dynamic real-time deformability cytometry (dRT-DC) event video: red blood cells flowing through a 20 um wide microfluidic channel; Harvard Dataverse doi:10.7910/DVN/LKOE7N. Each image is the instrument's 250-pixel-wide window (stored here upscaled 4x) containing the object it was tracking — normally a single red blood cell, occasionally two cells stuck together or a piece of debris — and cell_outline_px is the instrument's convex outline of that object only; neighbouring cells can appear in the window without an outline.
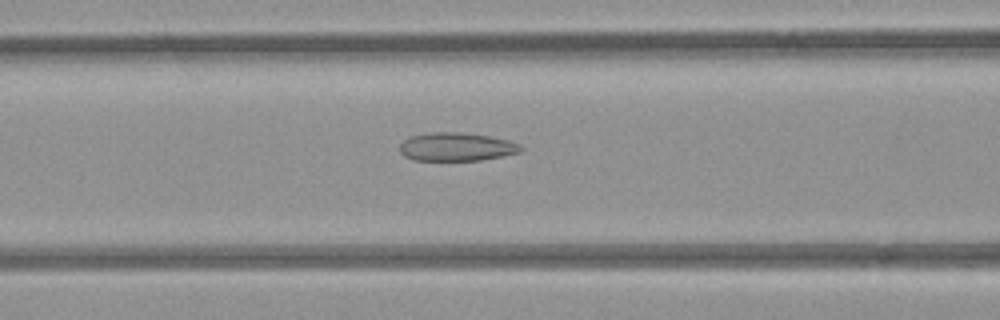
{"species": "common noctule bat (a hibernating species)", "species_latin": "Nyctalus noctula", "temperature_condition": "room temperature", "stored_images_in_passage": 38, "camera_frame_rate_fps": 3000, "um_per_image_px": 0.085, "animal": {"sex": "female", "body_mass_g": 21.9}, "frame": {"image": 1, "passage_image": 14, "time_ms": 4.333, "image_size_px": [1000, 320], "cell_outline_px": [[524, 148], [520, 152], [480, 160], [412, 160], [404, 156], [400, 152], [400, 144], [404, 140], [412, 136], [432, 132], [460, 132], [488, 136], [508, 140], [520, 144]], "centroid_in_image_um": [38.79, 12.48], "position_along_channel_um": 127.8, "area_um2": 19.88}}
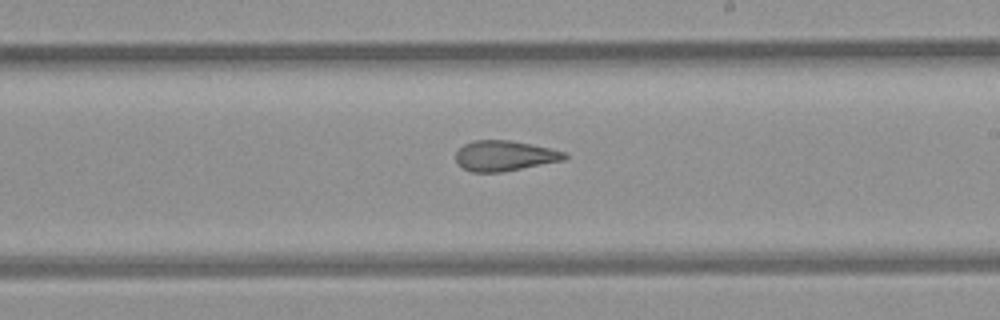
{"frame": {"image": 2, "passage_image": 23, "time_ms": 7.333, "image_size_px": [1000, 320], "cell_outline_px": [[568, 156], [564, 160], [500, 172], [472, 172], [464, 168], [456, 160], [456, 152], [464, 144], [472, 140], [508, 140], [532, 144], [552, 148], [568, 152]], "centroid_in_image_um": [42.92, 13.22], "position_along_channel_um": 246.1, "area_um2": 19.19}}
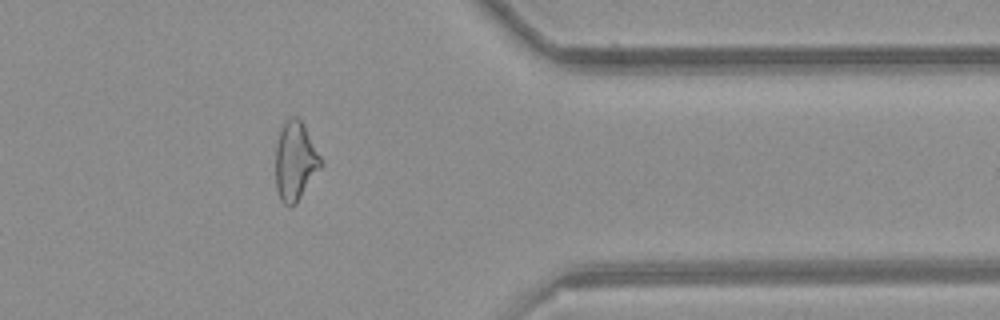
{"frame": {"image": 3, "passage_image": 35, "time_ms": 11.333, "image_size_px": [1000, 320], "cell_outline_px": [[324, 164], [296, 204], [284, 204], [280, 200], [276, 188], [276, 144], [280, 128], [284, 120], [288, 116], [296, 116], [304, 124], [324, 160]], "centroid_in_image_um": [25.12, 13.65], "position_along_channel_um": 386.3, "area_um2": 21.27}, "authors_computed_cell_mechanics": {"area_um2": 20.3745, "velocity_mm_per_s": 3.9354, "shape_relaxation_time_tau1_ms": null, "shape_relaxation_time_tau2_ms": 2.5128, "deformation_change_tau1": null, "deformation_change_tau2": 0.1177}}